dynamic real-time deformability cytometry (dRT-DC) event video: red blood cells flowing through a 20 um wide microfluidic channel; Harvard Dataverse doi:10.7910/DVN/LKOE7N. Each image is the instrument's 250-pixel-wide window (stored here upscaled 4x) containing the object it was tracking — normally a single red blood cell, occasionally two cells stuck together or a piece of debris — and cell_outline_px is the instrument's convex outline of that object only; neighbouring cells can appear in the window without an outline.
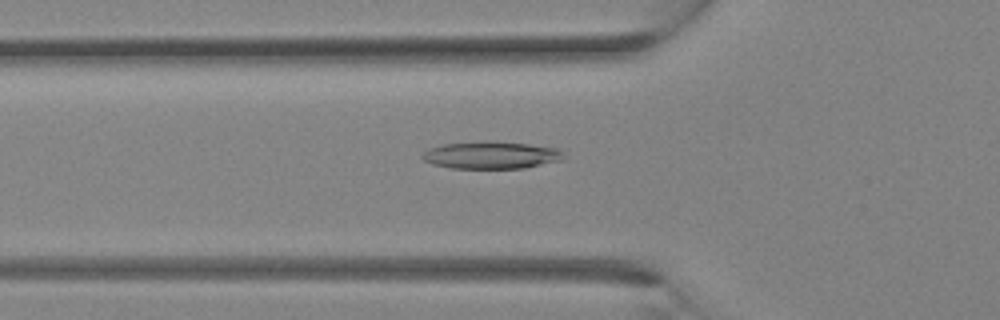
{"species": "Egyptian fruit bat (a non-hibernating species)", "species_latin": "Rousettus aegyptiacus", "temperature_condition": "room temperature", "stored_images_in_passage": 31, "camera_frame_rate_fps": 3000, "um_per_image_px": 0.085, "animal": {"sex": "female"}, "frame": {"image": 1, "passage_image": 10, "time_ms": 3.0, "image_size_px": [1000, 320], "cell_outline_px": [[564, 152], [560, 160], [524, 168], [452, 168], [432, 164], [424, 160], [420, 156], [428, 148], [444, 144], [528, 144], [556, 148]], "centroid_in_image_um": [41.72, 13.23], "position_along_channel_um": 84.1, "area_um2": 21.21}}
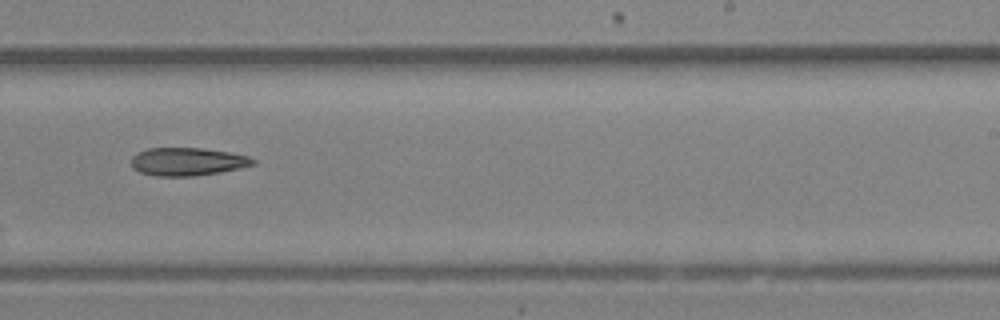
{"frame": {"image": 2, "passage_image": 19, "time_ms": 6.0, "image_size_px": [1000, 320], "cell_outline_px": [[256, 164], [240, 168], [220, 172], [192, 176], [156, 176], [140, 172], [132, 168], [132, 156], [148, 148], [200, 148], [228, 152], [248, 156], [256, 160]], "centroid_in_image_um": [15.94, 13.74], "position_along_channel_um": 273.1, "area_um2": 19.77}}
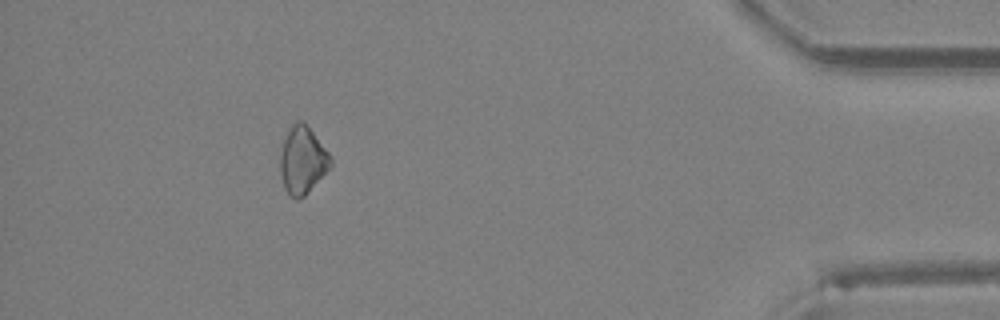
{"frame": {"image": 3, "passage_image": 28, "time_ms": 9.0, "image_size_px": [1000, 320], "cell_outline_px": [[332, 164], [304, 196], [296, 200], [288, 196], [284, 188], [280, 172], [280, 152], [284, 140], [292, 124], [296, 120], [304, 120], [332, 156]], "centroid_in_image_um": [25.7, 13.6], "position_along_channel_um": 409.5, "area_um2": 19.83}}